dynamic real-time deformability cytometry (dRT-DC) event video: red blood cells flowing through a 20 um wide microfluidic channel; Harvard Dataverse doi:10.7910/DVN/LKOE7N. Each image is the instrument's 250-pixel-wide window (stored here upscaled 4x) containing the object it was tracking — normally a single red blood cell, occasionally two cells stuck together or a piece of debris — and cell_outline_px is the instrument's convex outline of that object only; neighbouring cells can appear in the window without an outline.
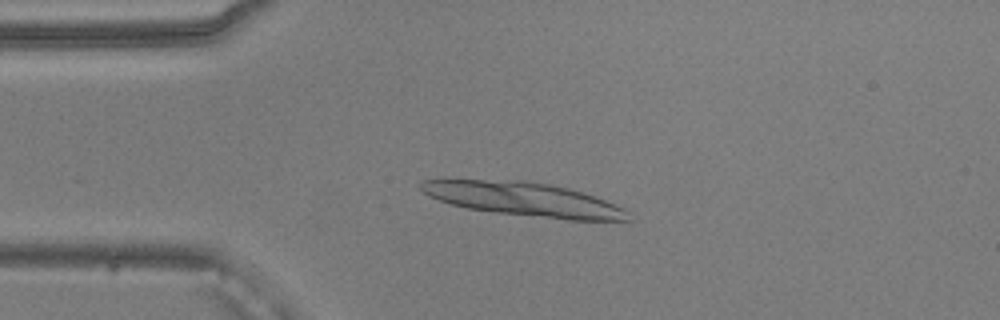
{"species": "common noctule bat (a hibernating species)", "species_latin": "Nyctalus noctula", "temperature_condition": "warm", "stored_images_in_passage": 18, "camera_frame_rate_fps": 3000, "um_per_image_px": 0.085, "animal": {"sex": "male", "body_mass_g": 20.5, "forearm_length_mm": 52.5}, "frame": {"image": 1, "passage_image": 11, "time_ms": 3.333, "image_size_px": [1000, 320], "cell_outline_px": [[632, 220], [568, 220], [496, 212], [468, 208], [452, 204], [428, 196], [420, 188], [420, 184], [424, 180], [444, 176], [524, 180], [552, 184], [568, 188], [604, 200], [624, 208], [628, 212]], "centroid_in_image_um": [44.37, 16.87], "position_along_channel_um": 40.6, "area_um2": 41.73}}